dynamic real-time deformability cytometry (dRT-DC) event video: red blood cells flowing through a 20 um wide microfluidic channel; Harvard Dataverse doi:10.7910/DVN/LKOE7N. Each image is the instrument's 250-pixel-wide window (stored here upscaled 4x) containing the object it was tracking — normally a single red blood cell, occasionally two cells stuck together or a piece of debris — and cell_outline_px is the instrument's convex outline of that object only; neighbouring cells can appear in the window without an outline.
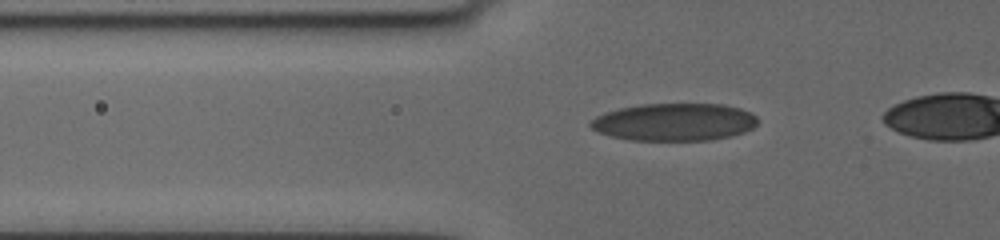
{"species": "human", "species_latin": "Homo sapiens", "temperature_condition": "cold", "stored_images_in_passage": 37, "camera_frame_rate_fps": 3000, "um_per_image_px": 0.085, "donor": {"sex": "female"}, "frame": {"image": 1, "passage_image": 2, "time_ms": 0.333, "image_size_px": [1000, 240], "cell_outline_px": [[756, 124], [752, 128], [744, 132], [712, 140], [628, 140], [612, 136], [600, 132], [592, 128], [588, 124], [596, 116], [604, 112], [620, 108], [640, 104], [720, 104], [740, 108], [756, 116]], "centroid_in_image_um": [57.29, 10.37], "position_along_channel_um": 68.5, "area_um2": 36.36}}
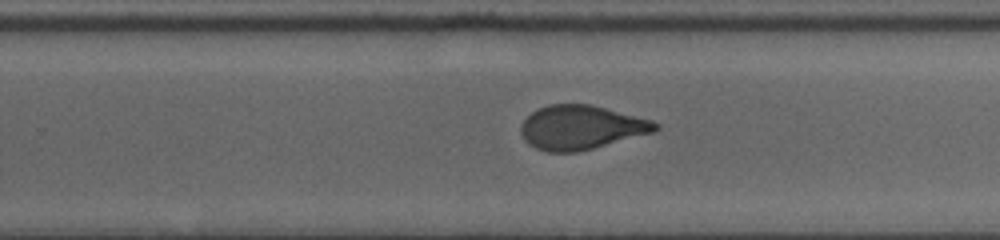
{"frame": {"image": 2, "passage_image": 21, "time_ms": 6.333, "image_size_px": [1000, 240], "cell_outline_px": [[660, 128], [652, 132], [592, 148], [576, 152], [544, 152], [528, 144], [524, 140], [520, 132], [520, 128], [524, 120], [532, 112], [548, 104], [588, 104], [652, 120], [660, 124]], "centroid_in_image_um": [49.35, 10.83], "position_along_channel_um": 280.4, "area_um2": 34.16}}
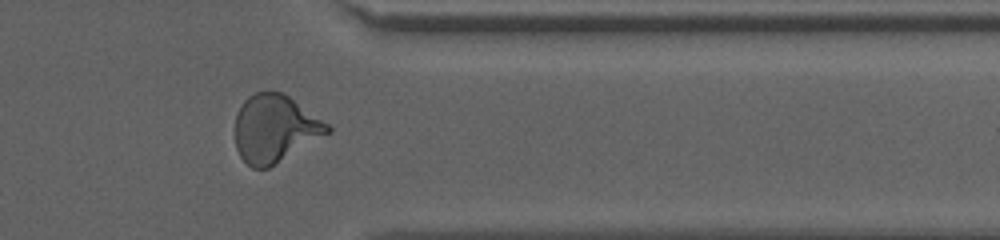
{"frame": {"image": 3, "passage_image": 32, "time_ms": 9.333, "image_size_px": [1000, 240], "cell_outline_px": [[332, 132], [268, 168], [252, 168], [240, 156], [236, 148], [236, 116], [244, 100], [248, 96], [256, 92], [280, 92], [288, 96], [328, 124], [332, 128]], "centroid_in_image_um": [23.37, 10.95], "position_along_channel_um": 388.0, "area_um2": 35.89}}